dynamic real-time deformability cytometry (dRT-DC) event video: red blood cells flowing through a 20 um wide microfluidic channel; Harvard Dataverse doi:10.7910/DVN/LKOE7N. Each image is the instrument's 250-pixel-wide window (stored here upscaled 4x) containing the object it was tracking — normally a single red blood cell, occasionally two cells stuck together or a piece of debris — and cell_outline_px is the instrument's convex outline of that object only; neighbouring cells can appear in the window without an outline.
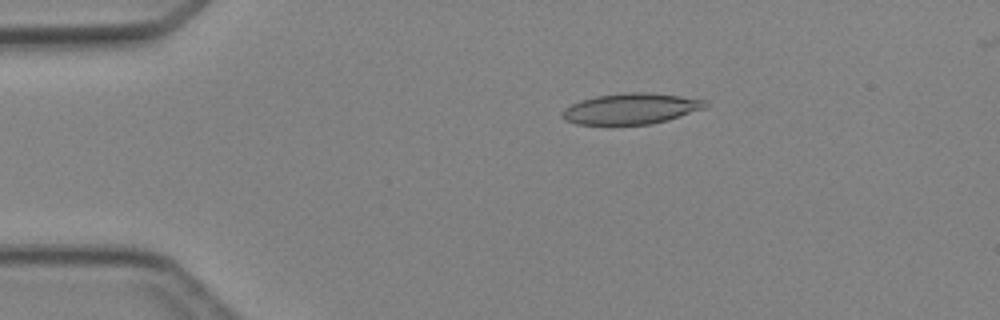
{"species": "Egyptian fruit bat (a non-hibernating species)", "species_latin": "Rousettus aegyptiacus", "temperature_condition": "cold", "stored_images_in_passage": 5, "camera_frame_rate_fps": 3000, "um_per_image_px": 0.085, "animal": {"sex": "female"}, "frame": {"image": 1, "passage_image": 3, "time_ms": 2.333, "image_size_px": [1000, 320], "cell_outline_px": [[708, 104], [704, 108], [668, 120], [652, 124], [576, 124], [564, 120], [560, 116], [560, 112], [564, 108], [580, 100], [596, 96], [624, 92], [648, 92], [680, 96], [704, 100]], "centroid_in_image_um": [53.58, 9.23], "position_along_channel_um": 31.4, "area_um2": 25.72}}